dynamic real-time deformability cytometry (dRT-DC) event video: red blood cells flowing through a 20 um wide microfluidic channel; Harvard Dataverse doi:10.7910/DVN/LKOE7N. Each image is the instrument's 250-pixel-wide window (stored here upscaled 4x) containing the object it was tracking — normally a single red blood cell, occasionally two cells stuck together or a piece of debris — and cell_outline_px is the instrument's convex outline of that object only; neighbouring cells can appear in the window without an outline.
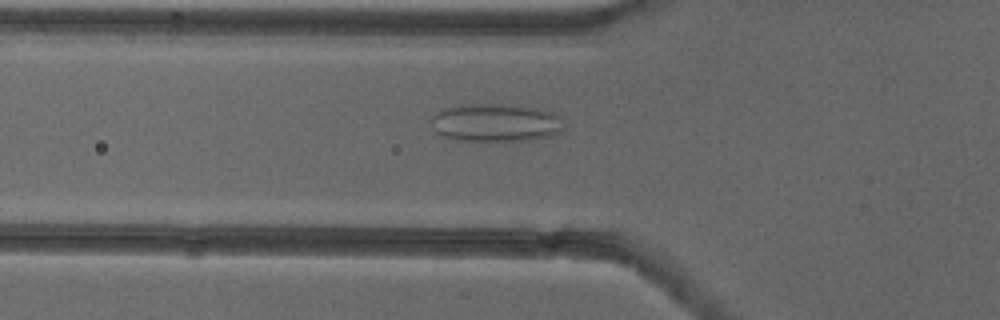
{"species": "common noctule bat (a hibernating species)", "species_latin": "Nyctalus noctula", "temperature_condition": "cold", "stored_images_in_passage": 53, "camera_frame_rate_fps": 3000, "um_per_image_px": 0.085, "animal": {"sex": "female"}, "frame": {"image": 1, "passage_image": 19, "time_ms": 6.0, "image_size_px": [1000, 320], "cell_outline_px": [[564, 132], [532, 140], [456, 140], [444, 136], [436, 132], [432, 120], [432, 116], [436, 112], [444, 108], [460, 104], [508, 104], [540, 108], [552, 112], [560, 116], [564, 128]], "centroid_in_image_um": [42.18, 10.41], "position_along_channel_um": 83.6, "area_um2": 29.54}}
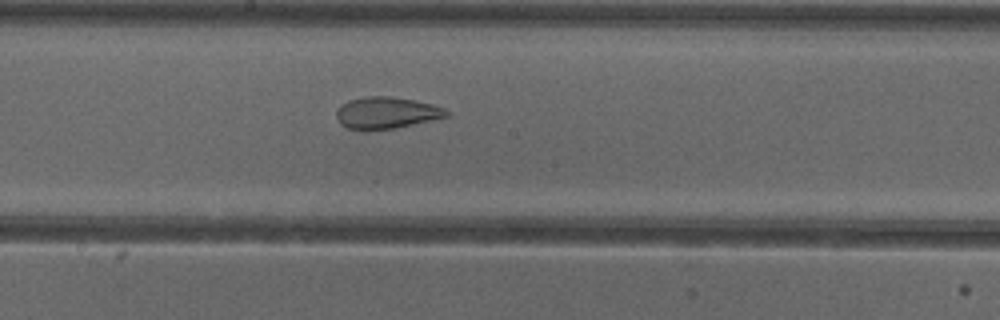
{"frame": {"image": 2, "passage_image": 29, "time_ms": 9.333, "image_size_px": [1000, 320], "cell_outline_px": [[448, 116], [396, 128], [368, 132], [348, 128], [340, 124], [336, 120], [336, 112], [340, 104], [348, 100], [368, 96], [392, 96], [432, 104], [444, 108], [448, 112]], "centroid_in_image_um": [32.77, 9.61], "position_along_channel_um": 215.4, "area_um2": 20.63}}
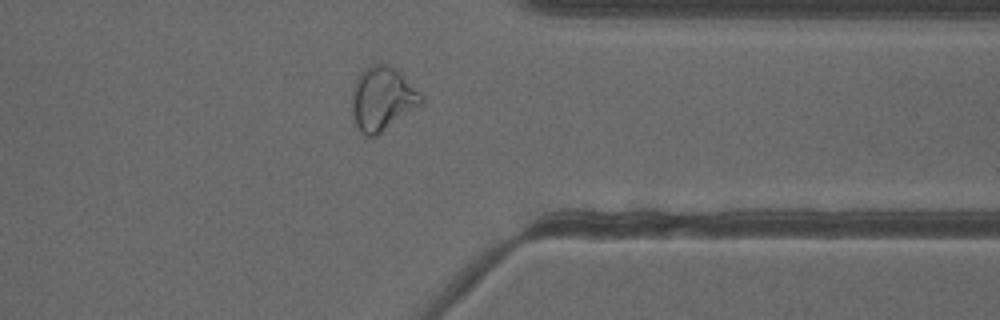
{"frame": {"image": 3, "passage_image": 42, "time_ms": 13.667, "image_size_px": [1000, 320], "cell_outline_px": [[424, 104], [376, 136], [368, 136], [360, 132], [356, 128], [352, 116], [352, 92], [356, 80], [360, 72], [372, 64], [384, 64], [400, 72], [424, 96]], "centroid_in_image_um": [32.51, 8.43], "position_along_channel_um": 378.9, "area_um2": 25.95}, "authors_computed_cell_mechanics": {"area_um2": 28.0908, "velocity_mm_per_s": 3.9083, "shape_relaxation_time_tau1_ms": null, "shape_relaxation_time_tau2_ms": 1.4209, "deformation_change_tau1": null, "deformation_change_tau2": 0.0822}}